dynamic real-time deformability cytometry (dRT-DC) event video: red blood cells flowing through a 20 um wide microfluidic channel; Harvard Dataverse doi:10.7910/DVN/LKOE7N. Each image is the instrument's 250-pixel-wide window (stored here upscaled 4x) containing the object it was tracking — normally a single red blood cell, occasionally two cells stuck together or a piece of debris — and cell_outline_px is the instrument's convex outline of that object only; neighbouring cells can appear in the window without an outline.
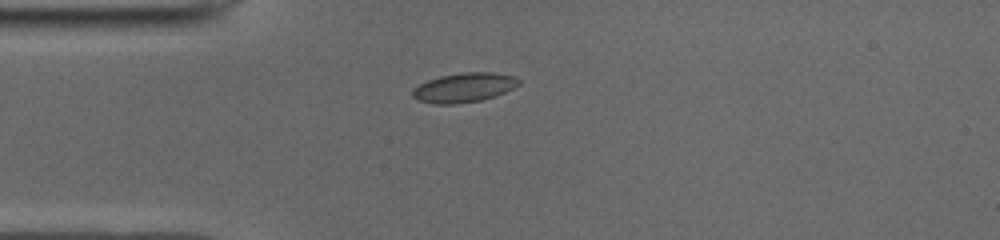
{"species": "common noctule bat (a hibernating species)", "species_latin": "Nyctalus noctula", "temperature_condition": "cold", "stored_images_in_passage": 33, "camera_frame_rate_fps": 3000, "um_per_image_px": 0.085, "animal": {"sex": "male", "body_mass_g": 19.0, "forearm_length_mm": 50.8}, "frame": {"image": 1, "passage_image": 1, "time_ms": 0.0, "image_size_px": [1000, 240], "cell_outline_px": [[520, 84], [504, 92], [480, 100], [456, 104], [436, 104], [416, 100], [412, 96], [412, 88], [428, 80], [440, 76], [464, 72], [492, 72], [516, 76], [520, 80]], "centroid_in_image_um": [39.42, 7.44], "position_along_channel_um": 45.6, "area_um2": 18.15}}
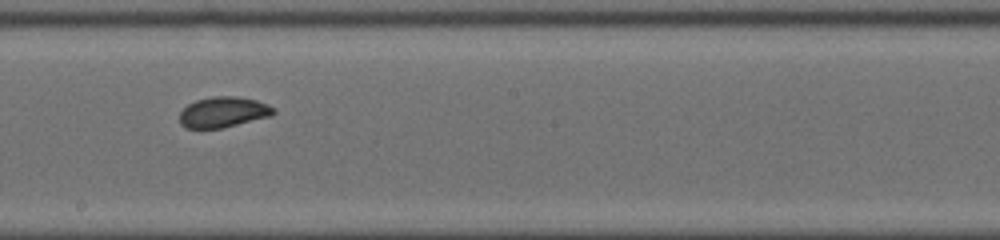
{"frame": {"image": 2, "passage_image": 16, "time_ms": 5.0, "image_size_px": [1000, 240], "cell_outline_px": [[276, 112], [272, 116], [220, 128], [184, 128], [180, 124], [180, 112], [188, 104], [196, 100], [212, 96], [236, 96], [256, 100], [268, 104], [276, 108]], "centroid_in_image_um": [18.99, 9.52], "position_along_channel_um": 229.2, "area_um2": 16.82}}
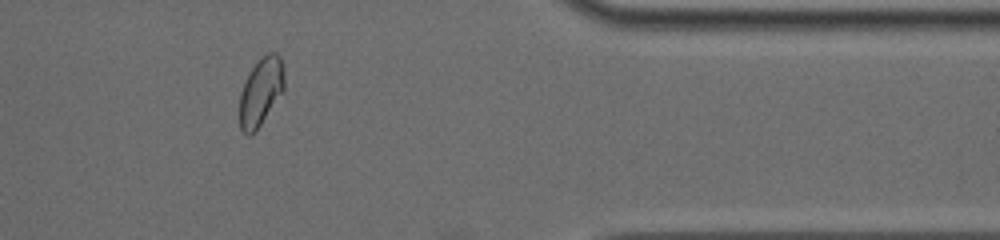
{"frame": {"image": 3, "passage_image": 30, "time_ms": 9.667, "image_size_px": [1000, 240], "cell_outline_px": [[284, 88], [256, 132], [248, 136], [240, 128], [240, 92], [244, 80], [260, 56], [268, 52], [276, 52], [280, 56], [284, 68]], "centroid_in_image_um": [22.16, 7.76], "position_along_channel_um": 389.2, "area_um2": 17.8}, "authors_computed_cell_mechanics": {"area_um2": 17.2822, "velocity_mm_per_s": 3.9396, "shape_relaxation_time_tau1_ms": 8.2635, "shape_relaxation_time_tau2_ms": 0.7724, "deformation_change_tau1": 0.1568, "deformation_change_tau2": 0.0458}}